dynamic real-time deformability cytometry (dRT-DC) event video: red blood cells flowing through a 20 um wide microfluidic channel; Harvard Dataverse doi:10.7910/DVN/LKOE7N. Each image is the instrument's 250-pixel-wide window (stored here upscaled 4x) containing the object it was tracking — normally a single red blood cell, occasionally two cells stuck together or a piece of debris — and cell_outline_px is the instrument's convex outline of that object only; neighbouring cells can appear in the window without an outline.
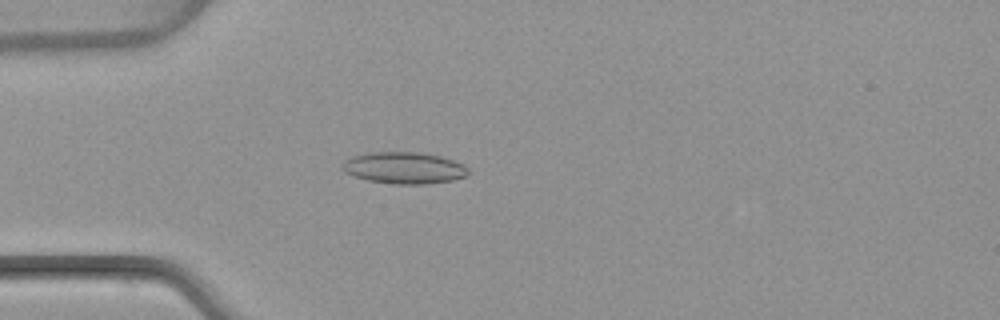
{"species": "common noctule bat (a hibernating species)", "species_latin": "Nyctalus noctula", "temperature_condition": "warm", "stored_images_in_passage": 4, "camera_frame_rate_fps": 3000, "um_per_image_px": 0.085, "animal": {"sex": "female", "body_mass_g": 22.7, "forearm_length_mm": 54.2}, "frame": {"image": 1, "passage_image": 3, "time_ms": 3.333, "image_size_px": [1000, 320], "cell_outline_px": [[468, 176], [452, 180], [428, 184], [392, 184], [368, 180], [352, 176], [344, 172], [340, 168], [340, 164], [344, 160], [352, 156], [372, 152], [420, 152], [440, 156], [464, 164], [468, 168]], "centroid_in_image_um": [34.31, 14.27], "position_along_channel_um": 50.7, "area_um2": 23.52}}